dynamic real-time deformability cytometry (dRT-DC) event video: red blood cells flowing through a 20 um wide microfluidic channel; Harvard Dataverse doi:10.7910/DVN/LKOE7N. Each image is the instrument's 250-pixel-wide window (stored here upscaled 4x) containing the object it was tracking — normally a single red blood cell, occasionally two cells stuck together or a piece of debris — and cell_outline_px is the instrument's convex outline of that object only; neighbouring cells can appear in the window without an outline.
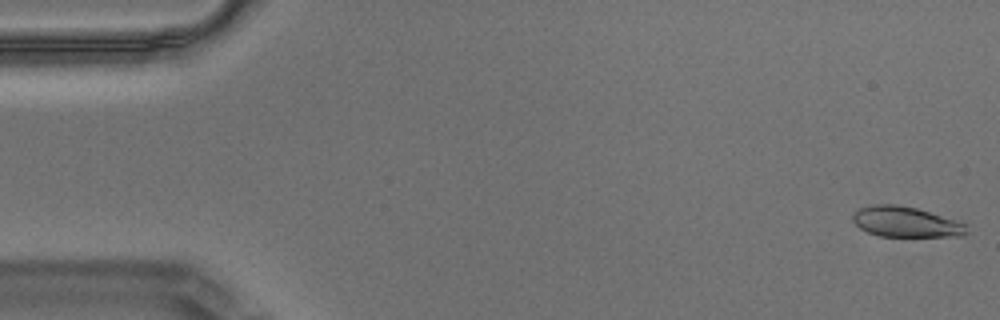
{"species": "Egyptian fruit bat (a non-hibernating species)", "species_latin": "Rousettus aegyptiacus", "temperature_condition": "warm", "stored_images_in_passage": 57, "camera_frame_rate_fps": 3000, "um_per_image_px": 0.085, "animal": {"sex": "male"}, "frame": {"image": 1, "passage_image": 1, "time_ms": 0.0, "image_size_px": [1000, 320], "cell_outline_px": [[968, 232], [964, 236], [880, 236], [868, 232], [860, 228], [852, 220], [852, 212], [860, 208], [872, 204], [896, 204], [916, 208], [964, 224]], "centroid_in_image_um": [76.92, 18.86], "position_along_channel_um": 8.1, "area_um2": 19.88}}
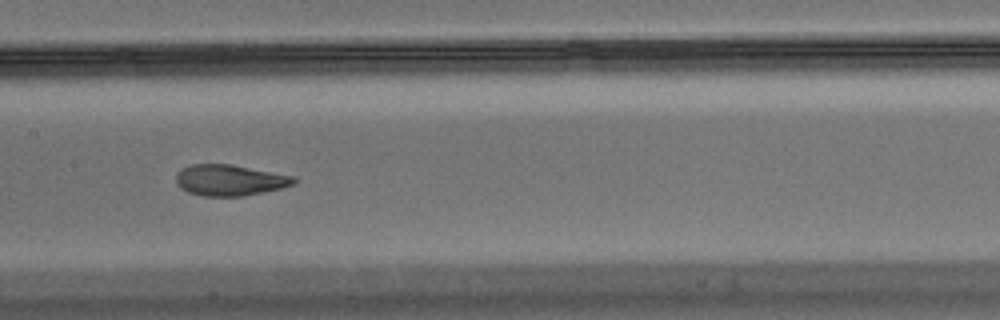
{"frame": {"image": 2, "passage_image": 28, "time_ms": 9.0, "image_size_px": [1000, 320], "cell_outline_px": [[296, 180], [292, 184], [280, 188], [244, 196], [204, 196], [188, 192], [180, 188], [176, 180], [176, 176], [180, 168], [192, 164], [232, 164], [296, 176]], "centroid_in_image_um": [19.51, 15.3], "position_along_channel_um": 187.9, "area_um2": 21.33}}
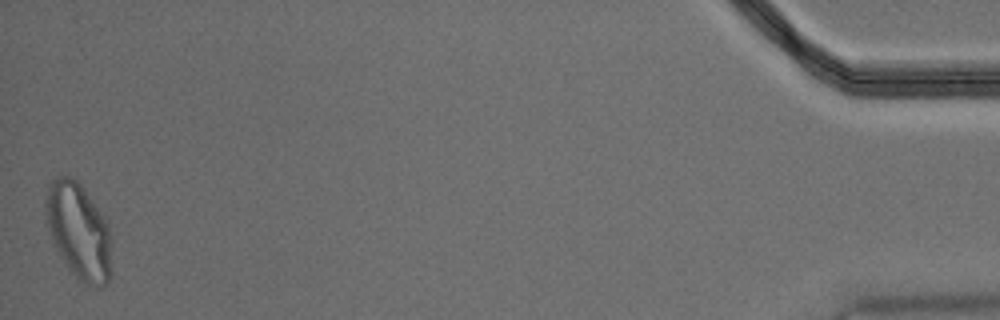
{"frame": {"image": 3, "passage_image": 57, "time_ms": 18.667, "image_size_px": [1000, 320], "cell_outline_px": [[112, 276], [108, 284], [100, 288], [96, 288], [80, 280], [68, 268], [52, 244], [44, 212], [44, 200], [48, 188], [52, 180], [56, 176], [68, 176], [76, 180], [80, 184], [104, 216], [108, 224], [112, 236]], "centroid_in_image_um": [6.71, 19.68], "position_along_channel_um": 428.5, "area_um2": 37.74}, "authors_computed_cell_mechanics": {"area_um2": 21.675, "velocity_mm_per_s": 3.4675, "shape_relaxation_time_tau1_ms": 8.8021, "shape_relaxation_time_tau2_ms": 1.3861, "deformation_change_tau1": 0.243, "deformation_change_tau2": 0.0697}}